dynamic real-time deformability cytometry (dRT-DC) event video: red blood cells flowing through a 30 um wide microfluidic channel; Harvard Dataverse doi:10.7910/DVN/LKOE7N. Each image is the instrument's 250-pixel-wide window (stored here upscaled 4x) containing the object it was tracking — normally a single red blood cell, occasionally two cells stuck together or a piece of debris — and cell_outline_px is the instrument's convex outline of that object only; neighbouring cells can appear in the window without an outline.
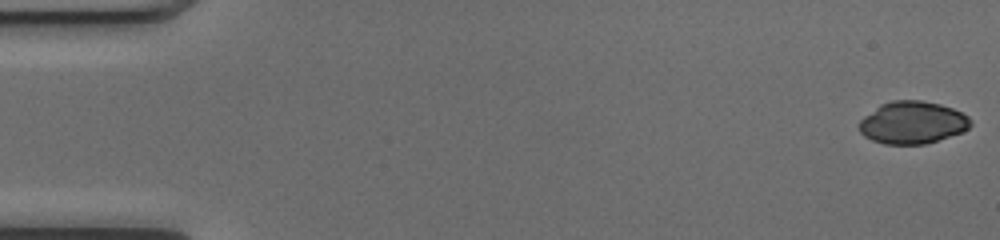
{"species": "common noctule bat (a hibernating species)", "species_latin": "Nyctalus noctula", "temperature_condition": "cold", "stored_images_in_passage": 46, "camera_frame_rate_fps": 3000, "um_per_image_px": 0.085, "animal": {"sex": "female", "body_mass_g": 17.0, "forearm_length_mm": 48.0}, "frame": {"image": 1, "passage_image": 1, "time_ms": 0.0, "image_size_px": [1000, 240], "cell_outline_px": [[972, 124], [968, 128], [960, 132], [924, 144], [884, 144], [872, 140], [864, 136], [860, 132], [860, 120], [864, 116], [880, 104], [892, 100], [920, 100], [940, 104], [952, 108], [968, 116], [972, 120]], "centroid_in_image_um": [77.54, 10.41], "position_along_channel_um": 7.5, "area_um2": 27.34}}
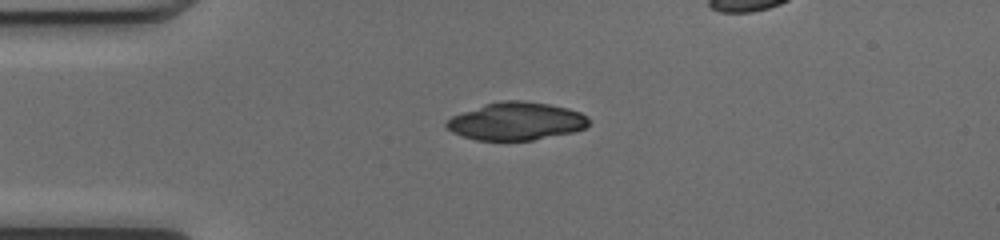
{"frame": {"image": 2, "passage_image": 13, "time_ms": 4.0, "image_size_px": [1000, 240], "cell_outline_px": [[588, 124], [584, 128], [572, 132], [532, 140], [476, 140], [452, 132], [444, 124], [452, 116], [484, 104], [504, 100], [520, 100], [548, 104], [568, 108], [580, 112], [588, 116]], "centroid_in_image_um": [43.88, 10.3], "position_along_channel_um": 41.1, "area_um2": 31.1}}
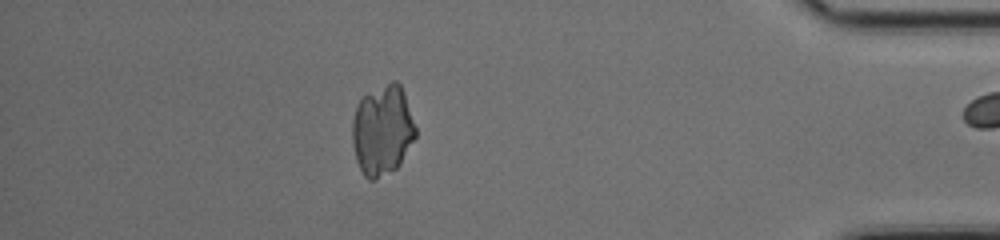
{"frame": {"image": 3, "passage_image": 45, "time_ms": 14.667, "image_size_px": [1000, 240], "cell_outline_px": [[416, 136], [400, 164], [396, 168], [376, 180], [368, 180], [364, 176], [356, 160], [352, 144], [352, 120], [356, 104], [364, 96], [392, 80], [396, 80], [400, 84], [404, 92], [416, 128]], "centroid_in_image_um": [32.49, 11.08], "position_along_channel_um": 402.7, "area_um2": 33.35}}